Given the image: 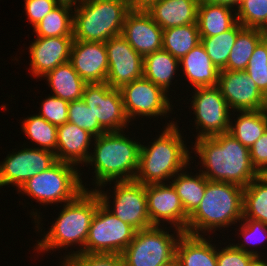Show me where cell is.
I'll list each match as a JSON object with an SVG mask.
<instances>
[{
    "mask_svg": "<svg viewBox=\"0 0 267 266\" xmlns=\"http://www.w3.org/2000/svg\"><path fill=\"white\" fill-rule=\"evenodd\" d=\"M194 146L193 150L206 169L201 173L210 181L233 183L245 188L260 175L252 165L249 148L229 132L196 139Z\"/></svg>",
    "mask_w": 267,
    "mask_h": 266,
    "instance_id": "obj_1",
    "label": "cell"
},
{
    "mask_svg": "<svg viewBox=\"0 0 267 266\" xmlns=\"http://www.w3.org/2000/svg\"><path fill=\"white\" fill-rule=\"evenodd\" d=\"M93 138L94 152L90 153L87 164L94 165L95 184L101 188L114 180H134L139 168L140 142L129 139L122 131L106 132Z\"/></svg>",
    "mask_w": 267,
    "mask_h": 266,
    "instance_id": "obj_2",
    "label": "cell"
},
{
    "mask_svg": "<svg viewBox=\"0 0 267 266\" xmlns=\"http://www.w3.org/2000/svg\"><path fill=\"white\" fill-rule=\"evenodd\" d=\"M151 144L141 145L139 168L135 181L144 185L165 183L189 166L190 154L177 124L170 122ZM184 167V168H183Z\"/></svg>",
    "mask_w": 267,
    "mask_h": 266,
    "instance_id": "obj_3",
    "label": "cell"
},
{
    "mask_svg": "<svg viewBox=\"0 0 267 266\" xmlns=\"http://www.w3.org/2000/svg\"><path fill=\"white\" fill-rule=\"evenodd\" d=\"M243 192L237 184L208 180L204 197L189 216L184 233L201 236L200 231L225 228L242 220Z\"/></svg>",
    "mask_w": 267,
    "mask_h": 266,
    "instance_id": "obj_4",
    "label": "cell"
},
{
    "mask_svg": "<svg viewBox=\"0 0 267 266\" xmlns=\"http://www.w3.org/2000/svg\"><path fill=\"white\" fill-rule=\"evenodd\" d=\"M63 210L52 224L49 232L44 235L43 240L38 241L37 250L49 251L54 248H63L73 244H80L82 249L73 251L66 255V261L70 256L84 253L85 243L88 237L91 221L97 207L99 206V196L93 190H83L75 199L63 205ZM84 246V247H83Z\"/></svg>",
    "mask_w": 267,
    "mask_h": 266,
    "instance_id": "obj_5",
    "label": "cell"
},
{
    "mask_svg": "<svg viewBox=\"0 0 267 266\" xmlns=\"http://www.w3.org/2000/svg\"><path fill=\"white\" fill-rule=\"evenodd\" d=\"M73 38L80 41L106 42L121 35L125 17L131 10L127 0H73Z\"/></svg>",
    "mask_w": 267,
    "mask_h": 266,
    "instance_id": "obj_6",
    "label": "cell"
},
{
    "mask_svg": "<svg viewBox=\"0 0 267 266\" xmlns=\"http://www.w3.org/2000/svg\"><path fill=\"white\" fill-rule=\"evenodd\" d=\"M74 165L57 161L49 169L31 177L18 192L25 193L44 204L70 202L86 188ZM79 173V174H78Z\"/></svg>",
    "mask_w": 267,
    "mask_h": 266,
    "instance_id": "obj_7",
    "label": "cell"
},
{
    "mask_svg": "<svg viewBox=\"0 0 267 266\" xmlns=\"http://www.w3.org/2000/svg\"><path fill=\"white\" fill-rule=\"evenodd\" d=\"M177 239L167 231L152 226L138 230L133 240L121 254L125 266H165L175 260L179 237L184 233L177 230Z\"/></svg>",
    "mask_w": 267,
    "mask_h": 266,
    "instance_id": "obj_8",
    "label": "cell"
},
{
    "mask_svg": "<svg viewBox=\"0 0 267 266\" xmlns=\"http://www.w3.org/2000/svg\"><path fill=\"white\" fill-rule=\"evenodd\" d=\"M136 229L121 221L100 201L92 218L84 253L122 254L133 240Z\"/></svg>",
    "mask_w": 267,
    "mask_h": 266,
    "instance_id": "obj_9",
    "label": "cell"
},
{
    "mask_svg": "<svg viewBox=\"0 0 267 266\" xmlns=\"http://www.w3.org/2000/svg\"><path fill=\"white\" fill-rule=\"evenodd\" d=\"M114 205L111 210L106 192L95 189L101 203L121 221L130 224L133 228L143 230L152 227L147 210L145 185L135 180L115 182Z\"/></svg>",
    "mask_w": 267,
    "mask_h": 266,
    "instance_id": "obj_10",
    "label": "cell"
},
{
    "mask_svg": "<svg viewBox=\"0 0 267 266\" xmlns=\"http://www.w3.org/2000/svg\"><path fill=\"white\" fill-rule=\"evenodd\" d=\"M192 96V107L196 115L195 124L198 129L197 139L212 137L229 132L230 108L217 86L197 87Z\"/></svg>",
    "mask_w": 267,
    "mask_h": 266,
    "instance_id": "obj_11",
    "label": "cell"
},
{
    "mask_svg": "<svg viewBox=\"0 0 267 266\" xmlns=\"http://www.w3.org/2000/svg\"><path fill=\"white\" fill-rule=\"evenodd\" d=\"M82 99L106 132L123 131L121 129L130 122L120 89L112 88L106 82L87 83Z\"/></svg>",
    "mask_w": 267,
    "mask_h": 266,
    "instance_id": "obj_12",
    "label": "cell"
},
{
    "mask_svg": "<svg viewBox=\"0 0 267 266\" xmlns=\"http://www.w3.org/2000/svg\"><path fill=\"white\" fill-rule=\"evenodd\" d=\"M120 91L129 121L140 115L164 116L172 109L165 91L144 77L124 85Z\"/></svg>",
    "mask_w": 267,
    "mask_h": 266,
    "instance_id": "obj_13",
    "label": "cell"
},
{
    "mask_svg": "<svg viewBox=\"0 0 267 266\" xmlns=\"http://www.w3.org/2000/svg\"><path fill=\"white\" fill-rule=\"evenodd\" d=\"M56 162L55 153L40 147L12 152L0 164V187L12 184L19 190L27 180L49 169Z\"/></svg>",
    "mask_w": 267,
    "mask_h": 266,
    "instance_id": "obj_14",
    "label": "cell"
},
{
    "mask_svg": "<svg viewBox=\"0 0 267 266\" xmlns=\"http://www.w3.org/2000/svg\"><path fill=\"white\" fill-rule=\"evenodd\" d=\"M105 45L109 62L107 84L121 89L143 77L144 57L137 53L122 35L110 38Z\"/></svg>",
    "mask_w": 267,
    "mask_h": 266,
    "instance_id": "obj_15",
    "label": "cell"
},
{
    "mask_svg": "<svg viewBox=\"0 0 267 266\" xmlns=\"http://www.w3.org/2000/svg\"><path fill=\"white\" fill-rule=\"evenodd\" d=\"M147 210L153 226L160 221H168L175 231H186L189 216L185 213L182 202L172 184L165 183L145 185Z\"/></svg>",
    "mask_w": 267,
    "mask_h": 266,
    "instance_id": "obj_16",
    "label": "cell"
},
{
    "mask_svg": "<svg viewBox=\"0 0 267 266\" xmlns=\"http://www.w3.org/2000/svg\"><path fill=\"white\" fill-rule=\"evenodd\" d=\"M217 87L233 111L260 110L263 93L245 70H220Z\"/></svg>",
    "mask_w": 267,
    "mask_h": 266,
    "instance_id": "obj_17",
    "label": "cell"
},
{
    "mask_svg": "<svg viewBox=\"0 0 267 266\" xmlns=\"http://www.w3.org/2000/svg\"><path fill=\"white\" fill-rule=\"evenodd\" d=\"M121 35L143 57L162 49L163 29L146 10L131 9L125 17Z\"/></svg>",
    "mask_w": 267,
    "mask_h": 266,
    "instance_id": "obj_18",
    "label": "cell"
},
{
    "mask_svg": "<svg viewBox=\"0 0 267 266\" xmlns=\"http://www.w3.org/2000/svg\"><path fill=\"white\" fill-rule=\"evenodd\" d=\"M69 62L86 83L106 82L109 62L104 42L73 40Z\"/></svg>",
    "mask_w": 267,
    "mask_h": 266,
    "instance_id": "obj_19",
    "label": "cell"
},
{
    "mask_svg": "<svg viewBox=\"0 0 267 266\" xmlns=\"http://www.w3.org/2000/svg\"><path fill=\"white\" fill-rule=\"evenodd\" d=\"M73 40V36L37 37L29 47L32 74L44 77L57 66L69 62Z\"/></svg>",
    "mask_w": 267,
    "mask_h": 266,
    "instance_id": "obj_20",
    "label": "cell"
},
{
    "mask_svg": "<svg viewBox=\"0 0 267 266\" xmlns=\"http://www.w3.org/2000/svg\"><path fill=\"white\" fill-rule=\"evenodd\" d=\"M92 134L81 129L76 124L66 122L57 129V161L78 165L87 163L90 157L88 152Z\"/></svg>",
    "mask_w": 267,
    "mask_h": 266,
    "instance_id": "obj_21",
    "label": "cell"
},
{
    "mask_svg": "<svg viewBox=\"0 0 267 266\" xmlns=\"http://www.w3.org/2000/svg\"><path fill=\"white\" fill-rule=\"evenodd\" d=\"M200 0H158L146 11L163 30L170 27L197 24Z\"/></svg>",
    "mask_w": 267,
    "mask_h": 266,
    "instance_id": "obj_22",
    "label": "cell"
},
{
    "mask_svg": "<svg viewBox=\"0 0 267 266\" xmlns=\"http://www.w3.org/2000/svg\"><path fill=\"white\" fill-rule=\"evenodd\" d=\"M179 266H217V248L202 236L183 233L176 246Z\"/></svg>",
    "mask_w": 267,
    "mask_h": 266,
    "instance_id": "obj_23",
    "label": "cell"
},
{
    "mask_svg": "<svg viewBox=\"0 0 267 266\" xmlns=\"http://www.w3.org/2000/svg\"><path fill=\"white\" fill-rule=\"evenodd\" d=\"M188 81L195 88L217 86L219 70L200 43L179 60Z\"/></svg>",
    "mask_w": 267,
    "mask_h": 266,
    "instance_id": "obj_24",
    "label": "cell"
},
{
    "mask_svg": "<svg viewBox=\"0 0 267 266\" xmlns=\"http://www.w3.org/2000/svg\"><path fill=\"white\" fill-rule=\"evenodd\" d=\"M229 6L199 1L197 25L200 37H212L230 30L236 23V13Z\"/></svg>",
    "mask_w": 267,
    "mask_h": 266,
    "instance_id": "obj_25",
    "label": "cell"
},
{
    "mask_svg": "<svg viewBox=\"0 0 267 266\" xmlns=\"http://www.w3.org/2000/svg\"><path fill=\"white\" fill-rule=\"evenodd\" d=\"M44 77L47 78L49 86L52 88L53 96L68 102L82 99L87 83L79 76L70 62L57 66Z\"/></svg>",
    "mask_w": 267,
    "mask_h": 266,
    "instance_id": "obj_26",
    "label": "cell"
},
{
    "mask_svg": "<svg viewBox=\"0 0 267 266\" xmlns=\"http://www.w3.org/2000/svg\"><path fill=\"white\" fill-rule=\"evenodd\" d=\"M74 5L73 0H62L34 27L37 37L73 36L74 14L70 12Z\"/></svg>",
    "mask_w": 267,
    "mask_h": 266,
    "instance_id": "obj_27",
    "label": "cell"
},
{
    "mask_svg": "<svg viewBox=\"0 0 267 266\" xmlns=\"http://www.w3.org/2000/svg\"><path fill=\"white\" fill-rule=\"evenodd\" d=\"M179 65L178 59L161 49L144 56L143 77L167 93Z\"/></svg>",
    "mask_w": 267,
    "mask_h": 266,
    "instance_id": "obj_28",
    "label": "cell"
},
{
    "mask_svg": "<svg viewBox=\"0 0 267 266\" xmlns=\"http://www.w3.org/2000/svg\"><path fill=\"white\" fill-rule=\"evenodd\" d=\"M240 112L237 121H230L229 133L249 149L267 130V117L260 110Z\"/></svg>",
    "mask_w": 267,
    "mask_h": 266,
    "instance_id": "obj_29",
    "label": "cell"
},
{
    "mask_svg": "<svg viewBox=\"0 0 267 266\" xmlns=\"http://www.w3.org/2000/svg\"><path fill=\"white\" fill-rule=\"evenodd\" d=\"M201 43L197 24L170 27L163 30L162 49L176 59H182L188 52Z\"/></svg>",
    "mask_w": 267,
    "mask_h": 266,
    "instance_id": "obj_30",
    "label": "cell"
},
{
    "mask_svg": "<svg viewBox=\"0 0 267 266\" xmlns=\"http://www.w3.org/2000/svg\"><path fill=\"white\" fill-rule=\"evenodd\" d=\"M176 177L170 182L175 188L179 196L185 213L190 216L200 205L204 197V192L208 179L201 173L192 176L186 172H180L175 175Z\"/></svg>",
    "mask_w": 267,
    "mask_h": 266,
    "instance_id": "obj_31",
    "label": "cell"
},
{
    "mask_svg": "<svg viewBox=\"0 0 267 266\" xmlns=\"http://www.w3.org/2000/svg\"><path fill=\"white\" fill-rule=\"evenodd\" d=\"M262 39L263 32L261 29L243 27L237 35L227 65L223 70H246L255 47Z\"/></svg>",
    "mask_w": 267,
    "mask_h": 266,
    "instance_id": "obj_32",
    "label": "cell"
},
{
    "mask_svg": "<svg viewBox=\"0 0 267 266\" xmlns=\"http://www.w3.org/2000/svg\"><path fill=\"white\" fill-rule=\"evenodd\" d=\"M243 219H253L267 225V180L261 175L244 188Z\"/></svg>",
    "mask_w": 267,
    "mask_h": 266,
    "instance_id": "obj_33",
    "label": "cell"
},
{
    "mask_svg": "<svg viewBox=\"0 0 267 266\" xmlns=\"http://www.w3.org/2000/svg\"><path fill=\"white\" fill-rule=\"evenodd\" d=\"M242 28L243 26L237 22L226 32L212 37H200L206 53L219 71L226 67L231 49Z\"/></svg>",
    "mask_w": 267,
    "mask_h": 266,
    "instance_id": "obj_34",
    "label": "cell"
},
{
    "mask_svg": "<svg viewBox=\"0 0 267 266\" xmlns=\"http://www.w3.org/2000/svg\"><path fill=\"white\" fill-rule=\"evenodd\" d=\"M22 130L34 142L39 144L41 149L56 153L57 148V129L39 114L30 116L22 122Z\"/></svg>",
    "mask_w": 267,
    "mask_h": 266,
    "instance_id": "obj_35",
    "label": "cell"
},
{
    "mask_svg": "<svg viewBox=\"0 0 267 266\" xmlns=\"http://www.w3.org/2000/svg\"><path fill=\"white\" fill-rule=\"evenodd\" d=\"M235 10L243 27L263 30L267 25V0H241Z\"/></svg>",
    "mask_w": 267,
    "mask_h": 266,
    "instance_id": "obj_36",
    "label": "cell"
},
{
    "mask_svg": "<svg viewBox=\"0 0 267 266\" xmlns=\"http://www.w3.org/2000/svg\"><path fill=\"white\" fill-rule=\"evenodd\" d=\"M68 122L76 124L81 129L88 131L93 137L106 133L83 99L69 102Z\"/></svg>",
    "mask_w": 267,
    "mask_h": 266,
    "instance_id": "obj_37",
    "label": "cell"
},
{
    "mask_svg": "<svg viewBox=\"0 0 267 266\" xmlns=\"http://www.w3.org/2000/svg\"><path fill=\"white\" fill-rule=\"evenodd\" d=\"M245 71L264 93L267 90V41L264 38L255 47Z\"/></svg>",
    "mask_w": 267,
    "mask_h": 266,
    "instance_id": "obj_38",
    "label": "cell"
},
{
    "mask_svg": "<svg viewBox=\"0 0 267 266\" xmlns=\"http://www.w3.org/2000/svg\"><path fill=\"white\" fill-rule=\"evenodd\" d=\"M246 244L227 245L221 251L217 250V266H249L260 254L254 250H248Z\"/></svg>",
    "mask_w": 267,
    "mask_h": 266,
    "instance_id": "obj_39",
    "label": "cell"
},
{
    "mask_svg": "<svg viewBox=\"0 0 267 266\" xmlns=\"http://www.w3.org/2000/svg\"><path fill=\"white\" fill-rule=\"evenodd\" d=\"M62 262L64 266H125L121 254L78 253Z\"/></svg>",
    "mask_w": 267,
    "mask_h": 266,
    "instance_id": "obj_40",
    "label": "cell"
},
{
    "mask_svg": "<svg viewBox=\"0 0 267 266\" xmlns=\"http://www.w3.org/2000/svg\"><path fill=\"white\" fill-rule=\"evenodd\" d=\"M69 102L56 96H49L42 102L39 115L55 126H61L68 121Z\"/></svg>",
    "mask_w": 267,
    "mask_h": 266,
    "instance_id": "obj_41",
    "label": "cell"
},
{
    "mask_svg": "<svg viewBox=\"0 0 267 266\" xmlns=\"http://www.w3.org/2000/svg\"><path fill=\"white\" fill-rule=\"evenodd\" d=\"M62 0H25V12L29 22L35 27Z\"/></svg>",
    "mask_w": 267,
    "mask_h": 266,
    "instance_id": "obj_42",
    "label": "cell"
},
{
    "mask_svg": "<svg viewBox=\"0 0 267 266\" xmlns=\"http://www.w3.org/2000/svg\"><path fill=\"white\" fill-rule=\"evenodd\" d=\"M249 151L252 165L261 175L267 169V130Z\"/></svg>",
    "mask_w": 267,
    "mask_h": 266,
    "instance_id": "obj_43",
    "label": "cell"
},
{
    "mask_svg": "<svg viewBox=\"0 0 267 266\" xmlns=\"http://www.w3.org/2000/svg\"><path fill=\"white\" fill-rule=\"evenodd\" d=\"M241 221L245 223L241 225V229L239 231L241 232L240 235H242L247 245H249L248 244L249 242L250 244L253 242L252 244H255V246L257 245V243H255L254 238L258 235V233H259V236H261V237L257 236L258 238H262V235L265 233L263 237L264 238L266 237L267 239V235H266L267 225L266 224L260 221H257V220H253V219H242ZM258 238L256 241H258ZM263 239H260V241H263Z\"/></svg>",
    "mask_w": 267,
    "mask_h": 266,
    "instance_id": "obj_44",
    "label": "cell"
},
{
    "mask_svg": "<svg viewBox=\"0 0 267 266\" xmlns=\"http://www.w3.org/2000/svg\"><path fill=\"white\" fill-rule=\"evenodd\" d=\"M130 9L133 10H147L153 3L158 0H127Z\"/></svg>",
    "mask_w": 267,
    "mask_h": 266,
    "instance_id": "obj_45",
    "label": "cell"
},
{
    "mask_svg": "<svg viewBox=\"0 0 267 266\" xmlns=\"http://www.w3.org/2000/svg\"><path fill=\"white\" fill-rule=\"evenodd\" d=\"M212 4H219V5H225V6H229L231 8L238 7L239 2L241 0H203Z\"/></svg>",
    "mask_w": 267,
    "mask_h": 266,
    "instance_id": "obj_46",
    "label": "cell"
},
{
    "mask_svg": "<svg viewBox=\"0 0 267 266\" xmlns=\"http://www.w3.org/2000/svg\"><path fill=\"white\" fill-rule=\"evenodd\" d=\"M260 111L267 117V90L262 95Z\"/></svg>",
    "mask_w": 267,
    "mask_h": 266,
    "instance_id": "obj_47",
    "label": "cell"
},
{
    "mask_svg": "<svg viewBox=\"0 0 267 266\" xmlns=\"http://www.w3.org/2000/svg\"><path fill=\"white\" fill-rule=\"evenodd\" d=\"M249 266H267V262H264L260 257H256Z\"/></svg>",
    "mask_w": 267,
    "mask_h": 266,
    "instance_id": "obj_48",
    "label": "cell"
},
{
    "mask_svg": "<svg viewBox=\"0 0 267 266\" xmlns=\"http://www.w3.org/2000/svg\"><path fill=\"white\" fill-rule=\"evenodd\" d=\"M263 38L267 41V25L263 28Z\"/></svg>",
    "mask_w": 267,
    "mask_h": 266,
    "instance_id": "obj_49",
    "label": "cell"
},
{
    "mask_svg": "<svg viewBox=\"0 0 267 266\" xmlns=\"http://www.w3.org/2000/svg\"><path fill=\"white\" fill-rule=\"evenodd\" d=\"M165 266H179L178 262L176 260L172 261L170 264Z\"/></svg>",
    "mask_w": 267,
    "mask_h": 266,
    "instance_id": "obj_50",
    "label": "cell"
},
{
    "mask_svg": "<svg viewBox=\"0 0 267 266\" xmlns=\"http://www.w3.org/2000/svg\"><path fill=\"white\" fill-rule=\"evenodd\" d=\"M261 176L267 180V169L261 174Z\"/></svg>",
    "mask_w": 267,
    "mask_h": 266,
    "instance_id": "obj_51",
    "label": "cell"
}]
</instances>
